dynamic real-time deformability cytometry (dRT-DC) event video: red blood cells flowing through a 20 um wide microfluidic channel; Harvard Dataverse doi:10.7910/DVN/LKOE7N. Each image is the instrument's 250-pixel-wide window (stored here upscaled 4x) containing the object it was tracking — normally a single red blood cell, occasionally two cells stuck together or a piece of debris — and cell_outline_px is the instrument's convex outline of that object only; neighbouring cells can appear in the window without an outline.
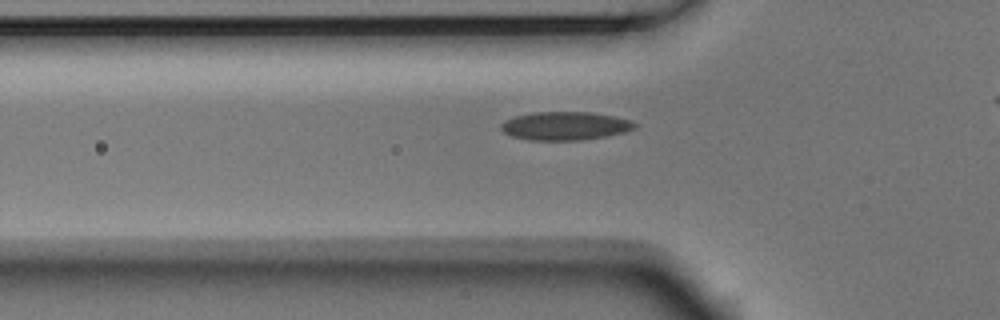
{"species": "Egyptian fruit bat (a non-hibernating species)", "species_latin": "Rousettus aegyptiacus", "temperature_condition": "room temperature", "stored_images_in_passage": 36, "camera_frame_rate_fps": 3000, "um_per_image_px": 0.085, "animal": {"sex": "male"}, "frame": {"image": 1, "passage_image": 7, "time_ms": 2.0, "image_size_px": [1000, 320], "cell_outline_px": [[636, 128], [624, 132], [604, 136], [580, 140], [528, 140], [512, 136], [504, 132], [500, 128], [500, 124], [504, 120], [516, 116], [532, 112], [588, 112], [616, 116], [632, 120], [636, 124]], "centroid_in_image_um": [48.02, 10.69], "position_along_channel_um": 77.8, "area_um2": 22.14}}
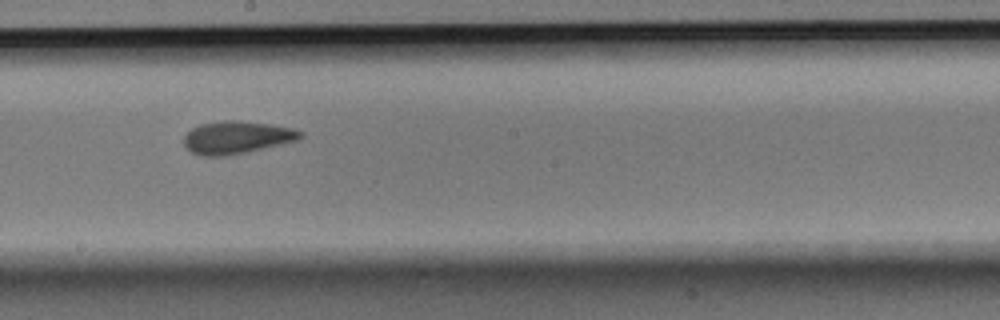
{"frame": {"image": 2, "passage_image": 19, "time_ms": 6.0, "image_size_px": [1000, 320], "cell_outline_px": [[304, 136], [296, 140], [244, 152], [224, 156], [200, 156], [192, 152], [184, 144], [184, 136], [192, 128], [200, 124], [224, 120], [240, 120], [272, 124], [292, 128], [304, 132]], "centroid_in_image_um": [20.11, 11.66], "position_along_channel_um": 228.1, "area_um2": 21.96}}
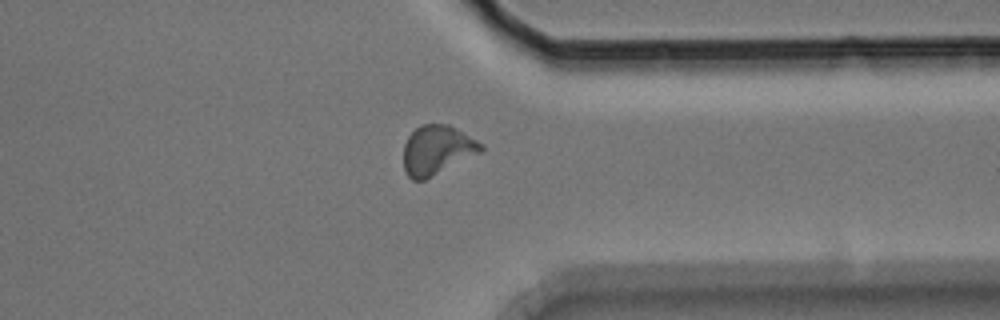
{"frame": {"image": 3, "passage_image": 31, "time_ms": 10.0, "image_size_px": [1000, 320], "cell_outline_px": [[484, 148], [480, 152], [424, 180], [412, 180], [404, 172], [404, 144], [408, 136], [420, 124], [448, 124], [484, 144]], "centroid_in_image_um": [37.12, 12.74], "position_along_channel_um": 374.3, "area_um2": 22.02}}